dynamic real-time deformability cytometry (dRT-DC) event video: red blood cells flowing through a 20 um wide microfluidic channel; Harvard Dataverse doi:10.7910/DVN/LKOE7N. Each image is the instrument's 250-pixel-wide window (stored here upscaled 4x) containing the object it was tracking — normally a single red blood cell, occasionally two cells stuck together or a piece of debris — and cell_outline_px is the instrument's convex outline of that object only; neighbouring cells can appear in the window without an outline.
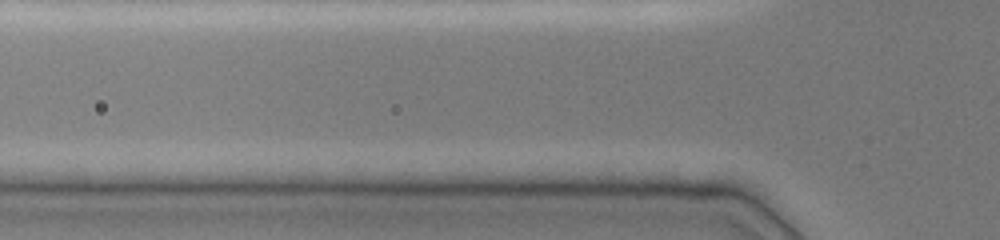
{"species": "common noctule bat (a hibernating species)", "species_latin": "Nyctalus noctula", "temperature_condition": "cold", "stored_images_in_passage": 4, "camera_frame_rate_fps": 3000, "um_per_image_px": 0.085, "animal": {"sex": "female", "body_mass_g": 19.0, "forearm_length_mm": 51.5}, "frame": {"image": 1, "passage_image": 2, "time_ms": 0.333, "image_size_px": [1000, 240], "cell_outline_px": [[700, 192], [692, 196], [552, 188], [556, 184], [608, 180], [660, 180]], "centroid_in_image_um": [53.62, 15.9], "position_along_channel_um": 72.2, "area_um2": 10.29}}